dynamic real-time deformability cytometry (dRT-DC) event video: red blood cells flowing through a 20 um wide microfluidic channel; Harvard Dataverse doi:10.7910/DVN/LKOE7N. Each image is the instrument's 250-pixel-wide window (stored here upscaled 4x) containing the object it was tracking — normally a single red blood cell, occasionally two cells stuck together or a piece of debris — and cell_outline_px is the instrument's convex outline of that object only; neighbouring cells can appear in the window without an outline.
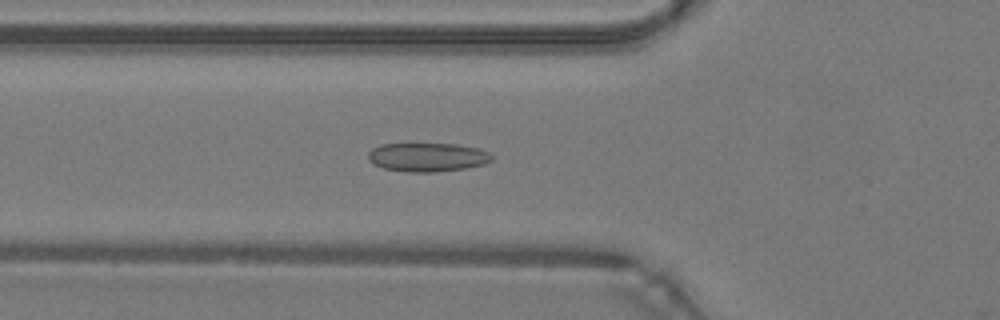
{"species": "common noctule bat (a hibernating species)", "species_latin": "Nyctalus noctula", "temperature_condition": "warm", "stored_images_in_passage": 47, "camera_frame_rate_fps": 3000, "um_per_image_px": 0.085, "animal": {"sex": "male", "body_mass_g": 19.2, "forearm_length_mm": 51.8}, "frame": {"image": 1, "passage_image": 15, "time_ms": 4.667, "image_size_px": [1000, 320], "cell_outline_px": [[492, 160], [484, 164], [464, 168], [436, 172], [408, 172], [384, 168], [368, 160], [368, 152], [372, 148], [380, 144], [456, 144], [480, 148], [488, 152], [492, 156]], "centroid_in_image_um": [36.33, 13.35], "position_along_channel_um": 89.5, "area_um2": 20.69}}
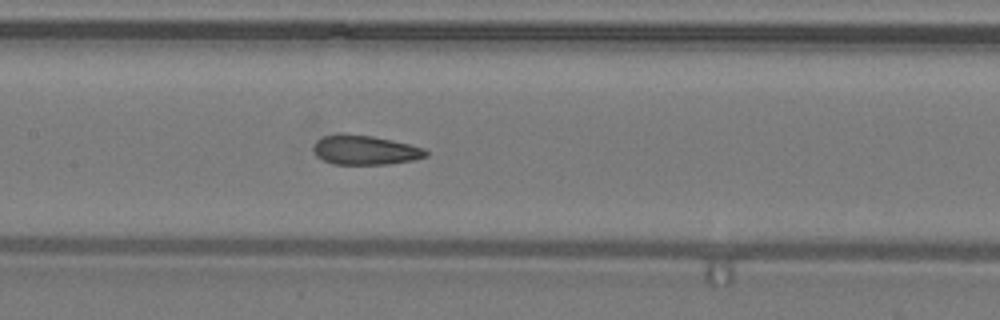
{"frame": {"image": 2, "passage_image": 21, "time_ms": 6.667, "image_size_px": [1000, 320], "cell_outline_px": [[428, 156], [416, 160], [388, 164], [332, 164], [316, 156], [312, 148], [312, 144], [316, 140], [324, 136], [372, 136], [392, 140], [424, 148], [428, 152]], "centroid_in_image_um": [31.06, 12.79], "position_along_channel_um": 176.3, "area_um2": 18.9}}
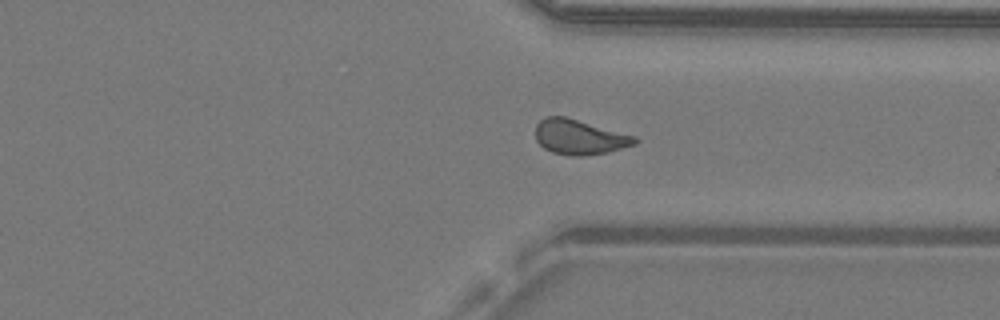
{"frame": {"image": 3, "passage_image": 34, "time_ms": 11.0, "image_size_px": [1000, 320], "cell_outline_px": [[640, 140], [636, 144], [608, 152], [580, 156], [572, 156], [552, 152], [544, 148], [536, 140], [536, 124], [544, 116], [564, 116], [636, 136]], "centroid_in_image_um": [49.25, 11.64], "position_along_channel_um": 362.1, "area_um2": 20.23}, "authors_computed_cell_mechanics": {"area_um2": 19.941, "velocity_mm_per_s": 4.2913, "shape_relaxation_time_tau1_ms": null, "shape_relaxation_time_tau2_ms": 1.8108, "deformation_change_tau1": null, "deformation_change_tau2": 0.089}}